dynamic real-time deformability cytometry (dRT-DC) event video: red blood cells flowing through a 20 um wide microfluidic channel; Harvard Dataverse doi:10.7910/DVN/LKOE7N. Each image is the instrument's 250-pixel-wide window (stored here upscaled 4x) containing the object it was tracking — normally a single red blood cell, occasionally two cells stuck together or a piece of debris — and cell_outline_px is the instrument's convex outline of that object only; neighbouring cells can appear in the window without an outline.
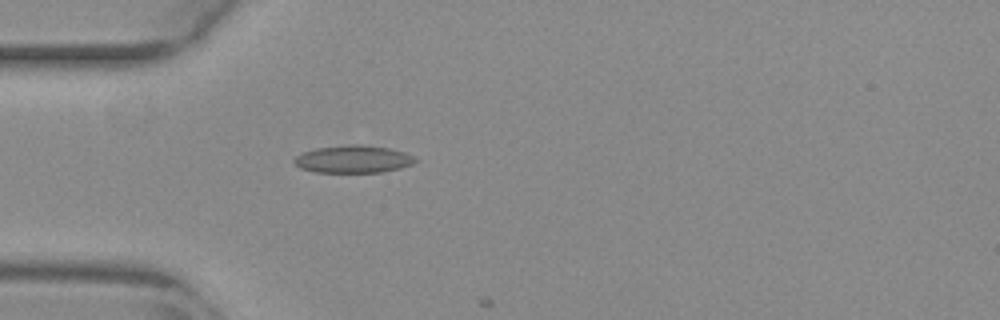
{"species": "common noctule bat (a hibernating species)", "species_latin": "Nyctalus noctula", "temperature_condition": "warm", "stored_images_in_passage": 16, "camera_frame_rate_fps": 3000, "um_per_image_px": 0.085, "animal": {"sex": "female", "body_mass_g": 29.2, "forearm_length_mm": 56.3}, "frame": {"image": 1, "passage_image": 15, "time_ms": 4.667, "image_size_px": [1000, 320], "cell_outline_px": [[416, 160], [412, 164], [400, 168], [384, 172], [316, 172], [300, 168], [292, 160], [296, 156], [304, 152], [316, 148], [348, 144], [356, 144], [388, 148], [404, 152], [412, 156]], "centroid_in_image_um": [30.0, 13.53], "position_along_channel_um": 55.0, "area_um2": 19.25}}